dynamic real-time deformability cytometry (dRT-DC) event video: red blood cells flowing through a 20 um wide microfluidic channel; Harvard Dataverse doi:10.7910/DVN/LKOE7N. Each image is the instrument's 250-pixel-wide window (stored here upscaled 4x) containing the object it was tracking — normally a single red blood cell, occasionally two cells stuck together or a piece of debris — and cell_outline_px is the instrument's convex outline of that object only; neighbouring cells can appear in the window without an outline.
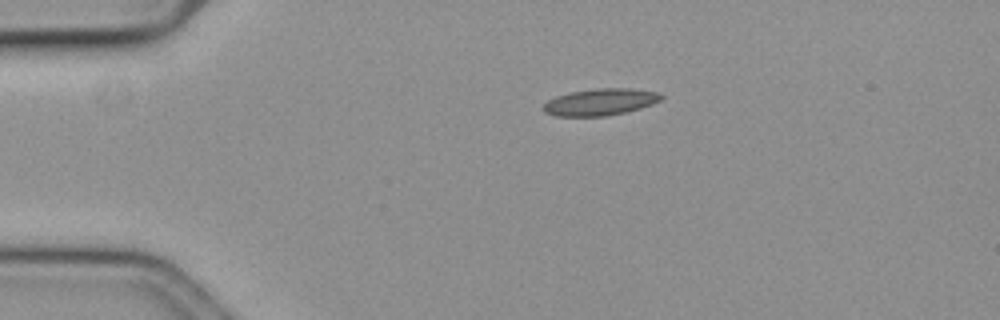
{"species": "common noctule bat (a hibernating species)", "species_latin": "Nyctalus noctula", "temperature_condition": "cold", "stored_images_in_passage": 47, "camera_frame_rate_fps": 3000, "um_per_image_px": 0.085, "animal": {"sex": "female", "body_mass_g": 19.3, "forearm_length_mm": 54.1}, "frame": {"image": 1, "passage_image": 1, "time_ms": 0.0, "image_size_px": [1000, 320], "cell_outline_px": [[664, 96], [660, 100], [652, 104], [640, 108], [608, 116], [556, 116], [544, 112], [540, 108], [548, 100], [556, 96], [572, 92], [596, 88], [632, 88], [660, 92]], "centroid_in_image_um": [51.02, 8.67], "position_along_channel_um": 34.0, "area_um2": 18.5}}
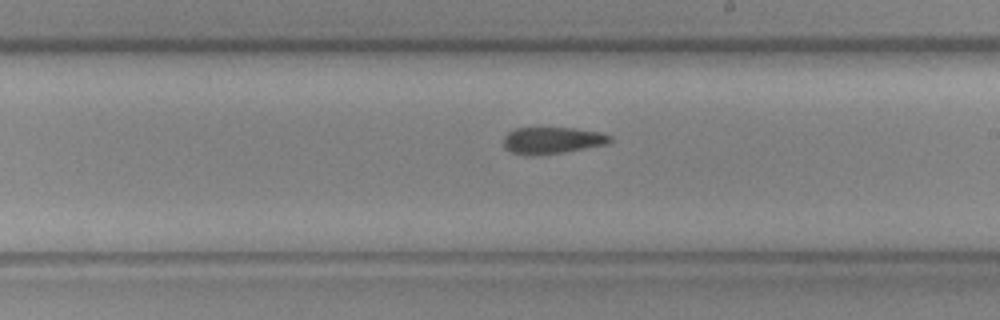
{"frame": {"image": 2, "passage_image": 22, "time_ms": 7.0, "image_size_px": [1000, 320], "cell_outline_px": [[612, 140], [608, 144], [564, 152], [532, 156], [528, 156], [512, 152], [504, 148], [504, 136], [508, 132], [516, 128], [572, 128], [604, 132], [612, 136]], "centroid_in_image_um": [46.96, 11.93], "position_along_channel_um": 242.0, "area_um2": 16.76}}
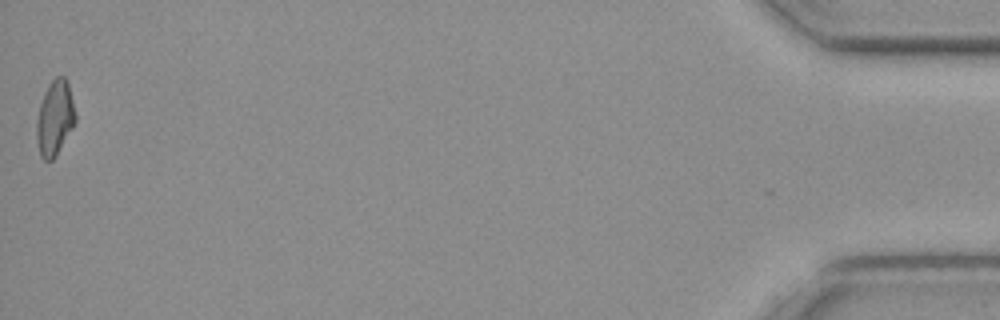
{"frame": {"image": 3, "passage_image": 46, "time_ms": 15.0, "image_size_px": [1000, 320], "cell_outline_px": [[76, 120], [72, 128], [56, 156], [52, 160], [44, 160], [40, 156], [36, 140], [36, 120], [40, 104], [44, 92], [48, 84], [56, 76], [64, 76], [68, 84], [76, 112]], "centroid_in_image_um": [4.65, 10.04], "position_along_channel_um": 430.6, "area_um2": 17.05}, "authors_computed_cell_mechanics": {"area_um2": 17.051, "velocity_mm_per_s": 3.6259, "shape_relaxation_time_tau1_ms": 3.4253, "shape_relaxation_time_tau2_ms": 5.3146, "deformation_change_tau1": 0.0787, "deformation_change_tau2": 0.1199}}